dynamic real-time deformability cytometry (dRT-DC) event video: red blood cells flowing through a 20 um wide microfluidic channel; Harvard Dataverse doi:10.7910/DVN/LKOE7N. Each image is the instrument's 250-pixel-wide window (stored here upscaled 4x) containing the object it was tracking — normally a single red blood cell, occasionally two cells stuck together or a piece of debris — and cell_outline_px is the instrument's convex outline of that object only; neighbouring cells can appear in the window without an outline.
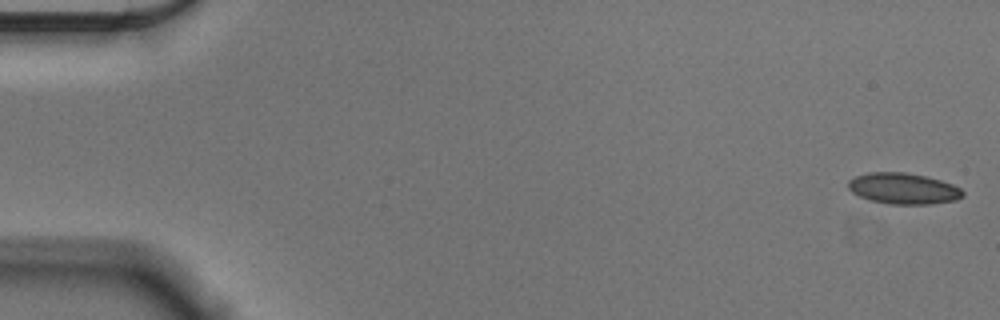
{"species": "Egyptian fruit bat (a non-hibernating species)", "species_latin": "Rousettus aegyptiacus", "temperature_condition": "cold", "stored_images_in_passage": 50, "camera_frame_rate_fps": 3000, "um_per_image_px": 0.085, "animal": {"sex": "male"}, "frame": {"image": 1, "passage_image": 1, "time_ms": 0.0, "image_size_px": [1000, 320], "cell_outline_px": [[964, 196], [956, 200], [928, 204], [888, 204], [868, 200], [852, 192], [848, 188], [848, 180], [856, 176], [868, 172], [904, 172], [924, 176], [940, 180], [952, 184], [960, 188], [964, 192]], "centroid_in_image_um": [76.77, 16.03], "position_along_channel_um": 8.2, "area_um2": 20.75}}
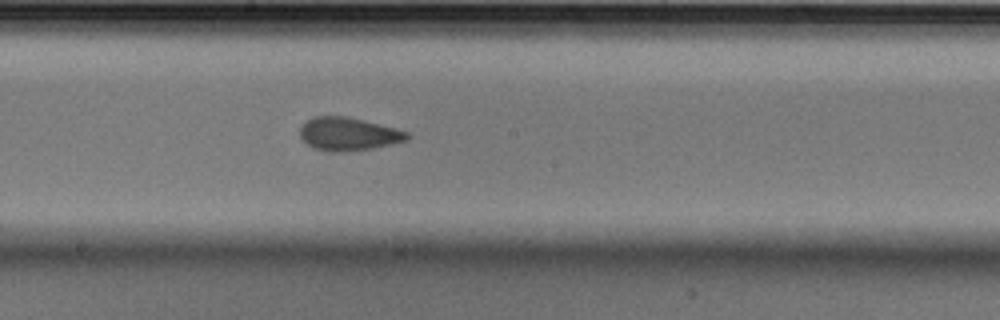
{"frame": {"image": 2, "passage_image": 30, "time_ms": 9.667, "image_size_px": [1000, 320], "cell_outline_px": [[412, 136], [408, 140], [392, 144], [372, 148], [340, 152], [332, 152], [312, 148], [300, 136], [300, 128], [312, 116], [344, 116], [364, 120], [396, 128], [408, 132]], "centroid_in_image_um": [29.64, 11.39], "position_along_channel_um": 218.6, "area_um2": 20.69}}
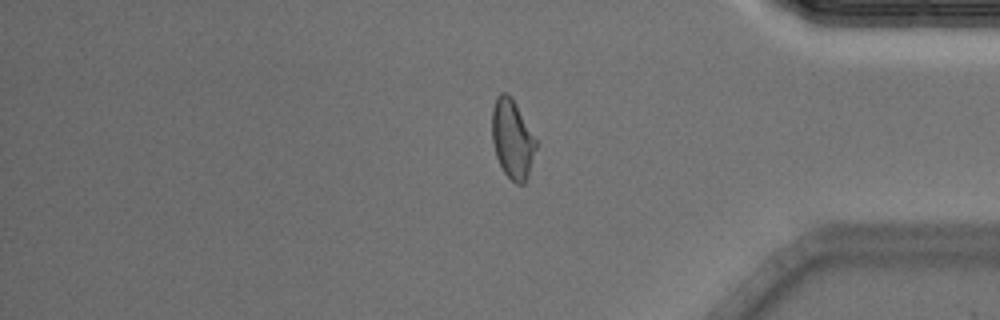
{"frame": {"image": 3, "passage_image": 46, "time_ms": 15.0, "image_size_px": [1000, 320], "cell_outline_px": [[536, 148], [528, 176], [524, 184], [516, 184], [504, 172], [496, 156], [492, 144], [492, 108], [496, 96], [500, 92], [508, 92], [512, 96], [536, 140]], "centroid_in_image_um": [43.53, 11.78], "position_along_channel_um": 391.7, "area_um2": 20.29}, "authors_computed_cell_mechanics": {"area_um2": 20.6057, "velocity_mm_per_s": 3.6188, "shape_relaxation_time_tau1_ms": 7.9045, "shape_relaxation_time_tau2_ms": 0.9375, "deformation_change_tau1": 0.1393, "deformation_change_tau2": 0.0499}}